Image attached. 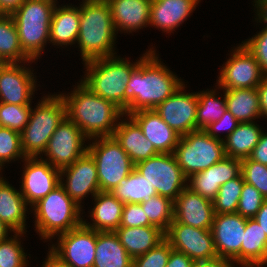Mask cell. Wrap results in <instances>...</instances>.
<instances>
[{
  "label": "cell",
  "mask_w": 267,
  "mask_h": 267,
  "mask_svg": "<svg viewBox=\"0 0 267 267\" xmlns=\"http://www.w3.org/2000/svg\"><path fill=\"white\" fill-rule=\"evenodd\" d=\"M25 0H0V15H11Z\"/></svg>",
  "instance_id": "f5cc1de1"
},
{
  "label": "cell",
  "mask_w": 267,
  "mask_h": 267,
  "mask_svg": "<svg viewBox=\"0 0 267 267\" xmlns=\"http://www.w3.org/2000/svg\"><path fill=\"white\" fill-rule=\"evenodd\" d=\"M93 139L87 152L96 162L100 191L109 192L135 169V165L114 136Z\"/></svg>",
  "instance_id": "9c48e42d"
},
{
  "label": "cell",
  "mask_w": 267,
  "mask_h": 267,
  "mask_svg": "<svg viewBox=\"0 0 267 267\" xmlns=\"http://www.w3.org/2000/svg\"><path fill=\"white\" fill-rule=\"evenodd\" d=\"M47 254V259L42 267H73L59 259L51 250Z\"/></svg>",
  "instance_id": "9f6ffc18"
},
{
  "label": "cell",
  "mask_w": 267,
  "mask_h": 267,
  "mask_svg": "<svg viewBox=\"0 0 267 267\" xmlns=\"http://www.w3.org/2000/svg\"><path fill=\"white\" fill-rule=\"evenodd\" d=\"M132 259L115 232L96 231L93 267H132Z\"/></svg>",
  "instance_id": "4dcf8cb0"
},
{
  "label": "cell",
  "mask_w": 267,
  "mask_h": 267,
  "mask_svg": "<svg viewBox=\"0 0 267 267\" xmlns=\"http://www.w3.org/2000/svg\"><path fill=\"white\" fill-rule=\"evenodd\" d=\"M66 105V116L88 138L113 136L124 112L111 101L94 94L81 81L69 95L60 94Z\"/></svg>",
  "instance_id": "7a4b0ae2"
},
{
  "label": "cell",
  "mask_w": 267,
  "mask_h": 267,
  "mask_svg": "<svg viewBox=\"0 0 267 267\" xmlns=\"http://www.w3.org/2000/svg\"><path fill=\"white\" fill-rule=\"evenodd\" d=\"M64 177L66 182H64ZM60 184L66 193L81 206L84 197L91 193L92 198L100 192L95 160L86 152L71 165L60 170Z\"/></svg>",
  "instance_id": "ac0fdd59"
},
{
  "label": "cell",
  "mask_w": 267,
  "mask_h": 267,
  "mask_svg": "<svg viewBox=\"0 0 267 267\" xmlns=\"http://www.w3.org/2000/svg\"><path fill=\"white\" fill-rule=\"evenodd\" d=\"M155 52L152 50L130 76L125 90L124 115L138 110H154L183 84Z\"/></svg>",
  "instance_id": "6da1fadb"
},
{
  "label": "cell",
  "mask_w": 267,
  "mask_h": 267,
  "mask_svg": "<svg viewBox=\"0 0 267 267\" xmlns=\"http://www.w3.org/2000/svg\"><path fill=\"white\" fill-rule=\"evenodd\" d=\"M195 261L186 254L172 249L166 267H194Z\"/></svg>",
  "instance_id": "681fc988"
},
{
  "label": "cell",
  "mask_w": 267,
  "mask_h": 267,
  "mask_svg": "<svg viewBox=\"0 0 267 267\" xmlns=\"http://www.w3.org/2000/svg\"><path fill=\"white\" fill-rule=\"evenodd\" d=\"M262 128L256 122L239 123L236 129L223 140L227 157L248 158L259 142Z\"/></svg>",
  "instance_id": "d6a6232c"
},
{
  "label": "cell",
  "mask_w": 267,
  "mask_h": 267,
  "mask_svg": "<svg viewBox=\"0 0 267 267\" xmlns=\"http://www.w3.org/2000/svg\"><path fill=\"white\" fill-rule=\"evenodd\" d=\"M14 231L8 227L4 222L0 220V241H3L8 238L9 233Z\"/></svg>",
  "instance_id": "6f0895ef"
},
{
  "label": "cell",
  "mask_w": 267,
  "mask_h": 267,
  "mask_svg": "<svg viewBox=\"0 0 267 267\" xmlns=\"http://www.w3.org/2000/svg\"><path fill=\"white\" fill-rule=\"evenodd\" d=\"M265 200L253 185L244 182L236 212L245 218H253Z\"/></svg>",
  "instance_id": "ee69618b"
},
{
  "label": "cell",
  "mask_w": 267,
  "mask_h": 267,
  "mask_svg": "<svg viewBox=\"0 0 267 267\" xmlns=\"http://www.w3.org/2000/svg\"><path fill=\"white\" fill-rule=\"evenodd\" d=\"M259 96V106L261 117L267 118V76H265L261 83L257 86Z\"/></svg>",
  "instance_id": "816d5d0a"
},
{
  "label": "cell",
  "mask_w": 267,
  "mask_h": 267,
  "mask_svg": "<svg viewBox=\"0 0 267 267\" xmlns=\"http://www.w3.org/2000/svg\"><path fill=\"white\" fill-rule=\"evenodd\" d=\"M31 109V105L0 102V127H6L21 133L29 121Z\"/></svg>",
  "instance_id": "ab89813d"
},
{
  "label": "cell",
  "mask_w": 267,
  "mask_h": 267,
  "mask_svg": "<svg viewBox=\"0 0 267 267\" xmlns=\"http://www.w3.org/2000/svg\"><path fill=\"white\" fill-rule=\"evenodd\" d=\"M249 158L260 164L267 165V133H264V131L261 133L259 142L253 148Z\"/></svg>",
  "instance_id": "c3c4849f"
},
{
  "label": "cell",
  "mask_w": 267,
  "mask_h": 267,
  "mask_svg": "<svg viewBox=\"0 0 267 267\" xmlns=\"http://www.w3.org/2000/svg\"><path fill=\"white\" fill-rule=\"evenodd\" d=\"M0 58L5 63H31L22 50L18 30L11 15H0Z\"/></svg>",
  "instance_id": "e575fe53"
},
{
  "label": "cell",
  "mask_w": 267,
  "mask_h": 267,
  "mask_svg": "<svg viewBox=\"0 0 267 267\" xmlns=\"http://www.w3.org/2000/svg\"><path fill=\"white\" fill-rule=\"evenodd\" d=\"M241 174L244 182L253 185L267 200V165L249 157L241 159Z\"/></svg>",
  "instance_id": "b9f144b4"
},
{
  "label": "cell",
  "mask_w": 267,
  "mask_h": 267,
  "mask_svg": "<svg viewBox=\"0 0 267 267\" xmlns=\"http://www.w3.org/2000/svg\"><path fill=\"white\" fill-rule=\"evenodd\" d=\"M220 70L218 88L222 90L257 88L265 75L249 50L240 44Z\"/></svg>",
  "instance_id": "7c38bea8"
},
{
  "label": "cell",
  "mask_w": 267,
  "mask_h": 267,
  "mask_svg": "<svg viewBox=\"0 0 267 267\" xmlns=\"http://www.w3.org/2000/svg\"><path fill=\"white\" fill-rule=\"evenodd\" d=\"M185 88L183 83L173 95L154 109L179 136L197 131L198 94L197 92L187 93Z\"/></svg>",
  "instance_id": "9a60e30c"
},
{
  "label": "cell",
  "mask_w": 267,
  "mask_h": 267,
  "mask_svg": "<svg viewBox=\"0 0 267 267\" xmlns=\"http://www.w3.org/2000/svg\"><path fill=\"white\" fill-rule=\"evenodd\" d=\"M24 232H14L13 237L0 241V267H27V255L21 245Z\"/></svg>",
  "instance_id": "f35d334b"
},
{
  "label": "cell",
  "mask_w": 267,
  "mask_h": 267,
  "mask_svg": "<svg viewBox=\"0 0 267 267\" xmlns=\"http://www.w3.org/2000/svg\"><path fill=\"white\" fill-rule=\"evenodd\" d=\"M0 65V102L15 105H31L36 90V76L26 64ZM35 76V77H34Z\"/></svg>",
  "instance_id": "e0dca14e"
},
{
  "label": "cell",
  "mask_w": 267,
  "mask_h": 267,
  "mask_svg": "<svg viewBox=\"0 0 267 267\" xmlns=\"http://www.w3.org/2000/svg\"><path fill=\"white\" fill-rule=\"evenodd\" d=\"M5 64V62L0 58V65Z\"/></svg>",
  "instance_id": "680465c9"
},
{
  "label": "cell",
  "mask_w": 267,
  "mask_h": 267,
  "mask_svg": "<svg viewBox=\"0 0 267 267\" xmlns=\"http://www.w3.org/2000/svg\"><path fill=\"white\" fill-rule=\"evenodd\" d=\"M56 4L51 25L50 42L52 45H73L77 43L80 24V6L73 7L69 4L57 7Z\"/></svg>",
  "instance_id": "83f0119b"
},
{
  "label": "cell",
  "mask_w": 267,
  "mask_h": 267,
  "mask_svg": "<svg viewBox=\"0 0 267 267\" xmlns=\"http://www.w3.org/2000/svg\"><path fill=\"white\" fill-rule=\"evenodd\" d=\"M115 233L132 258L147 253L165 239V232L156 226L119 227Z\"/></svg>",
  "instance_id": "f1b7e54d"
},
{
  "label": "cell",
  "mask_w": 267,
  "mask_h": 267,
  "mask_svg": "<svg viewBox=\"0 0 267 267\" xmlns=\"http://www.w3.org/2000/svg\"><path fill=\"white\" fill-rule=\"evenodd\" d=\"M66 117V105L60 94L45 95L31 109L29 121L21 132V147L26 157L43 156L49 139Z\"/></svg>",
  "instance_id": "52a82bcc"
},
{
  "label": "cell",
  "mask_w": 267,
  "mask_h": 267,
  "mask_svg": "<svg viewBox=\"0 0 267 267\" xmlns=\"http://www.w3.org/2000/svg\"><path fill=\"white\" fill-rule=\"evenodd\" d=\"M173 155L187 178L206 170L226 156L223 140L213 138L205 130L180 136Z\"/></svg>",
  "instance_id": "ba28073f"
},
{
  "label": "cell",
  "mask_w": 267,
  "mask_h": 267,
  "mask_svg": "<svg viewBox=\"0 0 267 267\" xmlns=\"http://www.w3.org/2000/svg\"><path fill=\"white\" fill-rule=\"evenodd\" d=\"M227 110L239 123L253 122L261 117L257 88L223 90Z\"/></svg>",
  "instance_id": "1f68e13d"
},
{
  "label": "cell",
  "mask_w": 267,
  "mask_h": 267,
  "mask_svg": "<svg viewBox=\"0 0 267 267\" xmlns=\"http://www.w3.org/2000/svg\"><path fill=\"white\" fill-rule=\"evenodd\" d=\"M140 204L149 222L166 232L174 219V201L165 196L155 195Z\"/></svg>",
  "instance_id": "8d00e7d4"
},
{
  "label": "cell",
  "mask_w": 267,
  "mask_h": 267,
  "mask_svg": "<svg viewBox=\"0 0 267 267\" xmlns=\"http://www.w3.org/2000/svg\"><path fill=\"white\" fill-rule=\"evenodd\" d=\"M39 157H26L20 192L26 203L33 206L60 184V170Z\"/></svg>",
  "instance_id": "2e32d148"
},
{
  "label": "cell",
  "mask_w": 267,
  "mask_h": 267,
  "mask_svg": "<svg viewBox=\"0 0 267 267\" xmlns=\"http://www.w3.org/2000/svg\"><path fill=\"white\" fill-rule=\"evenodd\" d=\"M94 208L89 213L92 223L83 220V224L95 231L115 232L121 222L124 203L110 192H98L94 197Z\"/></svg>",
  "instance_id": "4316f807"
},
{
  "label": "cell",
  "mask_w": 267,
  "mask_h": 267,
  "mask_svg": "<svg viewBox=\"0 0 267 267\" xmlns=\"http://www.w3.org/2000/svg\"><path fill=\"white\" fill-rule=\"evenodd\" d=\"M238 124V120L228 110H226L219 120L214 121L204 130L213 138L224 140L236 129ZM221 130H225L227 132L225 138H221V135L218 134Z\"/></svg>",
  "instance_id": "7dc6e473"
},
{
  "label": "cell",
  "mask_w": 267,
  "mask_h": 267,
  "mask_svg": "<svg viewBox=\"0 0 267 267\" xmlns=\"http://www.w3.org/2000/svg\"><path fill=\"white\" fill-rule=\"evenodd\" d=\"M129 116L159 154L174 152L180 136L154 110H138Z\"/></svg>",
  "instance_id": "7402d4cb"
},
{
  "label": "cell",
  "mask_w": 267,
  "mask_h": 267,
  "mask_svg": "<svg viewBox=\"0 0 267 267\" xmlns=\"http://www.w3.org/2000/svg\"><path fill=\"white\" fill-rule=\"evenodd\" d=\"M266 267L267 235L254 218H247L240 249V266Z\"/></svg>",
  "instance_id": "f546056e"
},
{
  "label": "cell",
  "mask_w": 267,
  "mask_h": 267,
  "mask_svg": "<svg viewBox=\"0 0 267 267\" xmlns=\"http://www.w3.org/2000/svg\"><path fill=\"white\" fill-rule=\"evenodd\" d=\"M247 218L236 213L215 214L211 232L218 257L240 265V249Z\"/></svg>",
  "instance_id": "d6986e66"
},
{
  "label": "cell",
  "mask_w": 267,
  "mask_h": 267,
  "mask_svg": "<svg viewBox=\"0 0 267 267\" xmlns=\"http://www.w3.org/2000/svg\"><path fill=\"white\" fill-rule=\"evenodd\" d=\"M172 246L164 239L147 253L132 259V267H166Z\"/></svg>",
  "instance_id": "7bdbcfd3"
},
{
  "label": "cell",
  "mask_w": 267,
  "mask_h": 267,
  "mask_svg": "<svg viewBox=\"0 0 267 267\" xmlns=\"http://www.w3.org/2000/svg\"><path fill=\"white\" fill-rule=\"evenodd\" d=\"M82 207L78 205L59 184L44 198L32 206L35 230L41 240H50L80 226Z\"/></svg>",
  "instance_id": "5b68a950"
},
{
  "label": "cell",
  "mask_w": 267,
  "mask_h": 267,
  "mask_svg": "<svg viewBox=\"0 0 267 267\" xmlns=\"http://www.w3.org/2000/svg\"><path fill=\"white\" fill-rule=\"evenodd\" d=\"M135 170L153 185L157 195L173 201L187 187L188 178L177 164L173 153H161L139 162L135 164Z\"/></svg>",
  "instance_id": "30bf717a"
},
{
  "label": "cell",
  "mask_w": 267,
  "mask_h": 267,
  "mask_svg": "<svg viewBox=\"0 0 267 267\" xmlns=\"http://www.w3.org/2000/svg\"><path fill=\"white\" fill-rule=\"evenodd\" d=\"M208 90V91H207ZM197 92L198 106L196 114L197 130L206 129L211 123L219 120L227 110L225 94L223 100L216 95V89Z\"/></svg>",
  "instance_id": "d590c367"
},
{
  "label": "cell",
  "mask_w": 267,
  "mask_h": 267,
  "mask_svg": "<svg viewBox=\"0 0 267 267\" xmlns=\"http://www.w3.org/2000/svg\"><path fill=\"white\" fill-rule=\"evenodd\" d=\"M153 226L139 203H124L119 227Z\"/></svg>",
  "instance_id": "bcb514c9"
},
{
  "label": "cell",
  "mask_w": 267,
  "mask_h": 267,
  "mask_svg": "<svg viewBox=\"0 0 267 267\" xmlns=\"http://www.w3.org/2000/svg\"><path fill=\"white\" fill-rule=\"evenodd\" d=\"M57 239L58 243L49 248L59 259L73 267H93L96 247L94 229L82 223L59 235Z\"/></svg>",
  "instance_id": "4fadbf2b"
},
{
  "label": "cell",
  "mask_w": 267,
  "mask_h": 267,
  "mask_svg": "<svg viewBox=\"0 0 267 267\" xmlns=\"http://www.w3.org/2000/svg\"><path fill=\"white\" fill-rule=\"evenodd\" d=\"M77 44L83 62L115 56L116 30L107 0H82Z\"/></svg>",
  "instance_id": "3957f363"
},
{
  "label": "cell",
  "mask_w": 267,
  "mask_h": 267,
  "mask_svg": "<svg viewBox=\"0 0 267 267\" xmlns=\"http://www.w3.org/2000/svg\"><path fill=\"white\" fill-rule=\"evenodd\" d=\"M122 203H142L157 195L153 185L135 169L109 191Z\"/></svg>",
  "instance_id": "836d02e7"
},
{
  "label": "cell",
  "mask_w": 267,
  "mask_h": 267,
  "mask_svg": "<svg viewBox=\"0 0 267 267\" xmlns=\"http://www.w3.org/2000/svg\"><path fill=\"white\" fill-rule=\"evenodd\" d=\"M241 174V159L225 156L206 170L188 178L187 187L204 198L213 201L220 186Z\"/></svg>",
  "instance_id": "ffe728a7"
},
{
  "label": "cell",
  "mask_w": 267,
  "mask_h": 267,
  "mask_svg": "<svg viewBox=\"0 0 267 267\" xmlns=\"http://www.w3.org/2000/svg\"><path fill=\"white\" fill-rule=\"evenodd\" d=\"M26 203L20 190L17 191L3 177H0V220L14 232H26Z\"/></svg>",
  "instance_id": "484cf974"
},
{
  "label": "cell",
  "mask_w": 267,
  "mask_h": 267,
  "mask_svg": "<svg viewBox=\"0 0 267 267\" xmlns=\"http://www.w3.org/2000/svg\"><path fill=\"white\" fill-rule=\"evenodd\" d=\"M253 218L258 222L263 232L267 235V200L263 202L261 208Z\"/></svg>",
  "instance_id": "11a10c76"
},
{
  "label": "cell",
  "mask_w": 267,
  "mask_h": 267,
  "mask_svg": "<svg viewBox=\"0 0 267 267\" xmlns=\"http://www.w3.org/2000/svg\"><path fill=\"white\" fill-rule=\"evenodd\" d=\"M213 201L186 187L174 200V219L199 229H211L214 218Z\"/></svg>",
  "instance_id": "44dd1931"
},
{
  "label": "cell",
  "mask_w": 267,
  "mask_h": 267,
  "mask_svg": "<svg viewBox=\"0 0 267 267\" xmlns=\"http://www.w3.org/2000/svg\"><path fill=\"white\" fill-rule=\"evenodd\" d=\"M19 158L23 160L26 158L21 147V133L0 127V169L2 170L7 162Z\"/></svg>",
  "instance_id": "60d3db41"
},
{
  "label": "cell",
  "mask_w": 267,
  "mask_h": 267,
  "mask_svg": "<svg viewBox=\"0 0 267 267\" xmlns=\"http://www.w3.org/2000/svg\"><path fill=\"white\" fill-rule=\"evenodd\" d=\"M57 0H25L13 17L23 52L33 61L40 59L50 41V25Z\"/></svg>",
  "instance_id": "8992f818"
},
{
  "label": "cell",
  "mask_w": 267,
  "mask_h": 267,
  "mask_svg": "<svg viewBox=\"0 0 267 267\" xmlns=\"http://www.w3.org/2000/svg\"><path fill=\"white\" fill-rule=\"evenodd\" d=\"M153 50L146 51L135 63L117 56L93 59L84 63L86 74L81 82L94 94L111 101L125 112V90L133 70Z\"/></svg>",
  "instance_id": "277c9868"
},
{
  "label": "cell",
  "mask_w": 267,
  "mask_h": 267,
  "mask_svg": "<svg viewBox=\"0 0 267 267\" xmlns=\"http://www.w3.org/2000/svg\"><path fill=\"white\" fill-rule=\"evenodd\" d=\"M87 137L67 116L57 126L43 154L53 167L61 170L87 152ZM86 141V142H85Z\"/></svg>",
  "instance_id": "8fae6325"
},
{
  "label": "cell",
  "mask_w": 267,
  "mask_h": 267,
  "mask_svg": "<svg viewBox=\"0 0 267 267\" xmlns=\"http://www.w3.org/2000/svg\"><path fill=\"white\" fill-rule=\"evenodd\" d=\"M194 267H235L234 262L228 258L216 257L209 260L195 262Z\"/></svg>",
  "instance_id": "f907efd6"
},
{
  "label": "cell",
  "mask_w": 267,
  "mask_h": 267,
  "mask_svg": "<svg viewBox=\"0 0 267 267\" xmlns=\"http://www.w3.org/2000/svg\"><path fill=\"white\" fill-rule=\"evenodd\" d=\"M243 184L244 179L240 174L220 186L218 194L213 200L214 214L236 213Z\"/></svg>",
  "instance_id": "74e56055"
},
{
  "label": "cell",
  "mask_w": 267,
  "mask_h": 267,
  "mask_svg": "<svg viewBox=\"0 0 267 267\" xmlns=\"http://www.w3.org/2000/svg\"><path fill=\"white\" fill-rule=\"evenodd\" d=\"M127 120L120 119L113 136L120 143L122 149L135 164L145 161L159 153L152 143L146 139L139 125L129 116Z\"/></svg>",
  "instance_id": "d4e9b609"
},
{
  "label": "cell",
  "mask_w": 267,
  "mask_h": 267,
  "mask_svg": "<svg viewBox=\"0 0 267 267\" xmlns=\"http://www.w3.org/2000/svg\"><path fill=\"white\" fill-rule=\"evenodd\" d=\"M172 249L186 254L195 262L217 257L211 229H199L172 221L165 232Z\"/></svg>",
  "instance_id": "5bb4252c"
},
{
  "label": "cell",
  "mask_w": 267,
  "mask_h": 267,
  "mask_svg": "<svg viewBox=\"0 0 267 267\" xmlns=\"http://www.w3.org/2000/svg\"><path fill=\"white\" fill-rule=\"evenodd\" d=\"M200 1L152 0L149 25L171 34L184 23V20H187Z\"/></svg>",
  "instance_id": "603a6c76"
},
{
  "label": "cell",
  "mask_w": 267,
  "mask_h": 267,
  "mask_svg": "<svg viewBox=\"0 0 267 267\" xmlns=\"http://www.w3.org/2000/svg\"><path fill=\"white\" fill-rule=\"evenodd\" d=\"M152 0H107L115 30L136 32L149 26Z\"/></svg>",
  "instance_id": "cb8c5ba5"
},
{
  "label": "cell",
  "mask_w": 267,
  "mask_h": 267,
  "mask_svg": "<svg viewBox=\"0 0 267 267\" xmlns=\"http://www.w3.org/2000/svg\"><path fill=\"white\" fill-rule=\"evenodd\" d=\"M254 3L253 6L257 9V12H255L257 17L255 19L259 23L263 22L265 24L264 28L267 29V0H254Z\"/></svg>",
  "instance_id": "db71d44e"
},
{
  "label": "cell",
  "mask_w": 267,
  "mask_h": 267,
  "mask_svg": "<svg viewBox=\"0 0 267 267\" xmlns=\"http://www.w3.org/2000/svg\"><path fill=\"white\" fill-rule=\"evenodd\" d=\"M260 64L262 72L267 76V29L262 28L258 34L242 42Z\"/></svg>",
  "instance_id": "f6af8a7d"
}]
</instances>
